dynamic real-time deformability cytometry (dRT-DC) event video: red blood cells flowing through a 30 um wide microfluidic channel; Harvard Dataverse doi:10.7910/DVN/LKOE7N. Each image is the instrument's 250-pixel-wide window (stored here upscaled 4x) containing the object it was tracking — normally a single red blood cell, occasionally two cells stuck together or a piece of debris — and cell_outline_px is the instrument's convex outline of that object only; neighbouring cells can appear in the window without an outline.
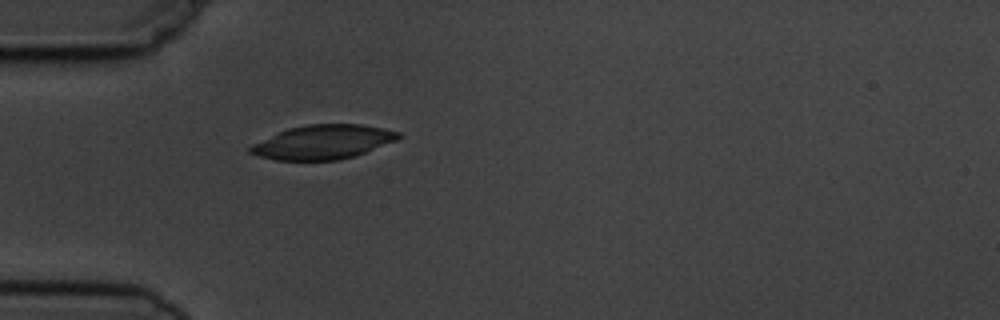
{"species": "common noctule bat (a hibernating species)", "species_latin": "Nyctalus noctula", "temperature_condition": "cold", "stored_images_in_passage": 1, "camera_frame_rate_fps": 3000, "um_per_image_px": 0.085, "animal": {"sex": "male", "body_mass_g": 19.5, "forearm_length_mm": 54.6}, "frame": {"image": 1, "passage_image": 1, "time_ms": 0.0, "image_size_px": [1000, 320], "cell_outline_px": [[400, 136], [396, 140], [356, 156], [340, 160], [276, 160], [260, 156], [248, 152], [248, 148], [252, 144], [288, 128], [308, 124], [360, 124], [384, 128], [400, 132]], "centroid_in_image_um": [27.46, 12.07], "position_along_channel_um": 57.5, "area_um2": 29.36}}